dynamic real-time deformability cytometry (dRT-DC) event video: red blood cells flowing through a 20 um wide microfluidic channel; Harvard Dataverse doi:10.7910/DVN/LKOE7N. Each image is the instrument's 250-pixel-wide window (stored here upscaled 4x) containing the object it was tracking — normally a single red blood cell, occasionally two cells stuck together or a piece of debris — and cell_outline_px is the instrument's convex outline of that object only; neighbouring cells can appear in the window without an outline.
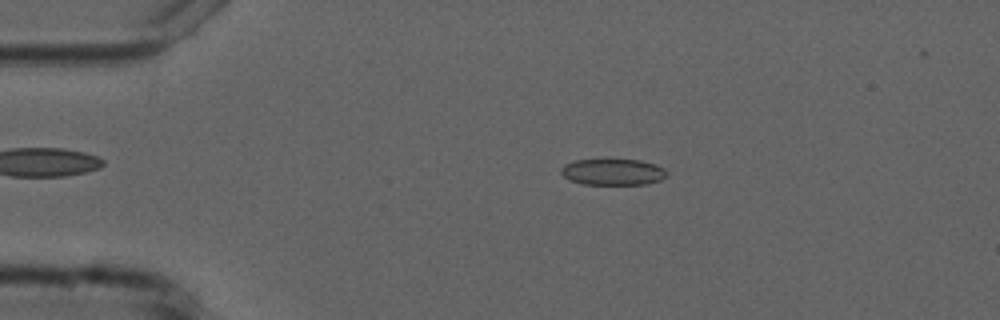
{"species": "common noctule bat (a hibernating species)", "species_latin": "Nyctalus noctula", "temperature_condition": "cold", "stored_images_in_passage": 6, "camera_frame_rate_fps": 3000, "um_per_image_px": 0.085, "animal": {"sex": "male", "forearm_length_mm": 52.5}, "frame": {"image": 1, "passage_image": 4, "time_ms": 3.333, "image_size_px": [1000, 320], "cell_outline_px": [[668, 172], [660, 180], [648, 184], [584, 184], [572, 180], [564, 176], [560, 172], [560, 168], [564, 164], [576, 160], [640, 160], [656, 164], [664, 168]], "centroid_in_image_um": [52.11, 14.61], "position_along_channel_um": 32.9, "area_um2": 16.07}}